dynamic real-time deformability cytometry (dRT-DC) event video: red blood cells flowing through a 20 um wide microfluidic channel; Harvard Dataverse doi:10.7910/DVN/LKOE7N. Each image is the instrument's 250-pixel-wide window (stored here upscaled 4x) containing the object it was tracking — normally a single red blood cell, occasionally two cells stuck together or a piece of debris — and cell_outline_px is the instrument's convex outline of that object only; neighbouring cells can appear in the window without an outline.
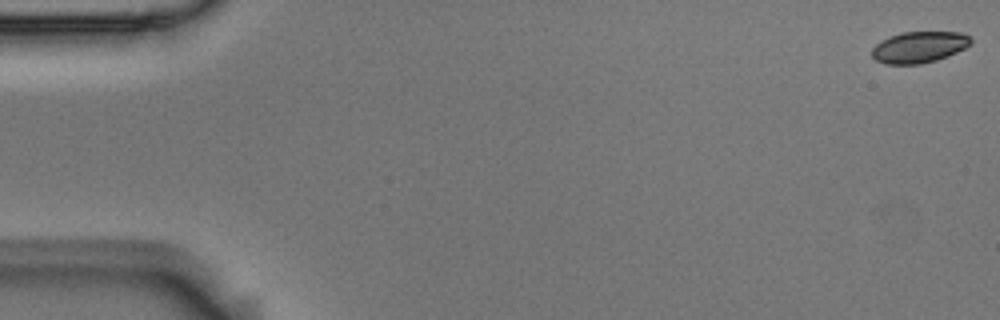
{"species": "Egyptian fruit bat (a non-hibernating species)", "species_latin": "Rousettus aegyptiacus", "temperature_condition": "room temperature", "stored_images_in_passage": 16, "camera_frame_rate_fps": 3000, "um_per_image_px": 0.085, "animal": {"sex": "male"}, "frame": {"image": 1, "passage_image": 1, "time_ms": 0.0, "image_size_px": [1000, 320], "cell_outline_px": [[972, 44], [948, 56], [936, 60], [920, 64], [884, 64], [876, 60], [872, 56], [872, 48], [876, 44], [888, 36], [900, 32], [964, 32], [972, 40]], "centroid_in_image_um": [78.12, 4.0], "position_along_channel_um": 6.9, "area_um2": 18.15}}
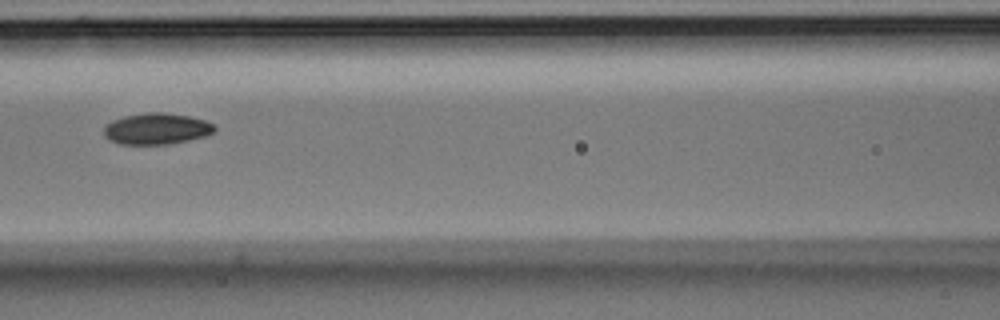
{"frame": {"image": 2, "passage_image": 7, "time_ms": 2.0, "image_size_px": [1000, 320], "cell_outline_px": [[216, 128], [212, 132], [204, 136], [188, 140], [168, 144], [120, 144], [104, 136], [104, 124], [112, 120], [124, 116], [148, 112], [164, 112], [188, 116], [204, 120], [212, 124]], "centroid_in_image_um": [13.27, 10.93], "position_along_channel_um": 153.3, "area_um2": 20.0}}
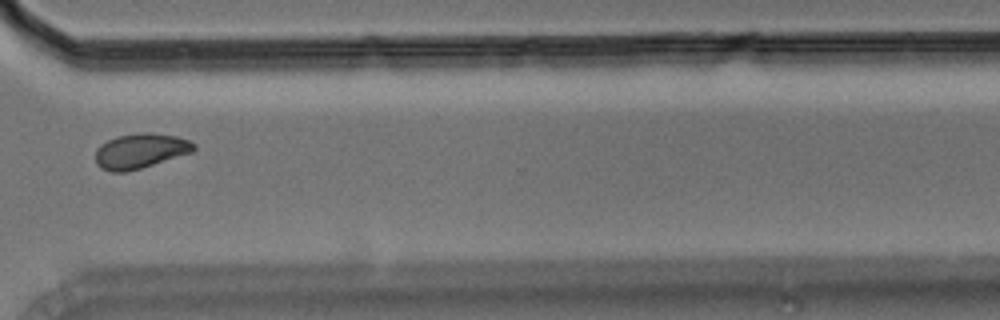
{"frame": {"image": 3, "passage_image": 12, "time_ms": 3.667, "image_size_px": [1000, 320], "cell_outline_px": [[196, 148], [192, 152], [140, 168], [124, 172], [112, 172], [100, 168], [96, 164], [96, 148], [100, 144], [116, 136], [140, 132], [148, 132], [176, 136], [188, 140], [196, 144]], "centroid_in_image_um": [11.9, 12.82], "position_along_channel_um": 358.7, "area_um2": 20.0}}